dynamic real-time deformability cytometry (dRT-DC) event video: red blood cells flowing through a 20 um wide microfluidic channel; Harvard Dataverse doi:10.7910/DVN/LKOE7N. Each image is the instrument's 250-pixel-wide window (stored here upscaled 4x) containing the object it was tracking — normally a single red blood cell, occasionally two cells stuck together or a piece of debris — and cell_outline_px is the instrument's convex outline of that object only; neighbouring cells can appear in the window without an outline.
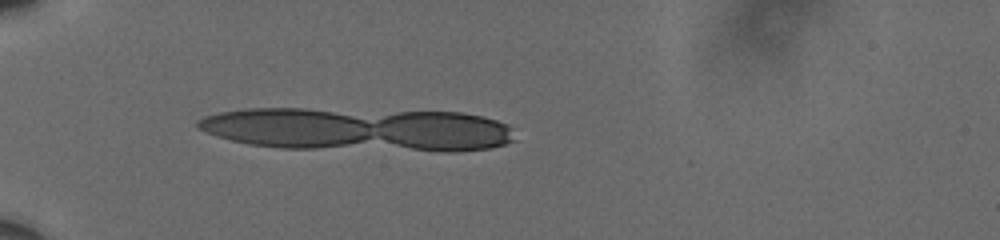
{"species": "human", "species_latin": "Homo sapiens", "temperature_condition": "cold", "stored_images_in_passage": 11, "segment_of_instrument_passage": [2, 2], "camera_frame_rate_fps": 3000, "um_per_image_px": 0.085, "donor": {"sex": "male"}, "frame": {"image": 1, "passage_image": 11, "time_ms": 3.333, "image_size_px": [1000, 240], "cell_outline_px": [[504, 140], [500, 144], [480, 148], [424, 148], [404, 144], [392, 140], [384, 136], [384, 120], [392, 116], [408, 112], [448, 112], [476, 116], [492, 120], [500, 124], [504, 128]], "centroid_in_image_um": [37.68, 11.08], "position_along_channel_um": 47.3, "area_um2": 26.7}}